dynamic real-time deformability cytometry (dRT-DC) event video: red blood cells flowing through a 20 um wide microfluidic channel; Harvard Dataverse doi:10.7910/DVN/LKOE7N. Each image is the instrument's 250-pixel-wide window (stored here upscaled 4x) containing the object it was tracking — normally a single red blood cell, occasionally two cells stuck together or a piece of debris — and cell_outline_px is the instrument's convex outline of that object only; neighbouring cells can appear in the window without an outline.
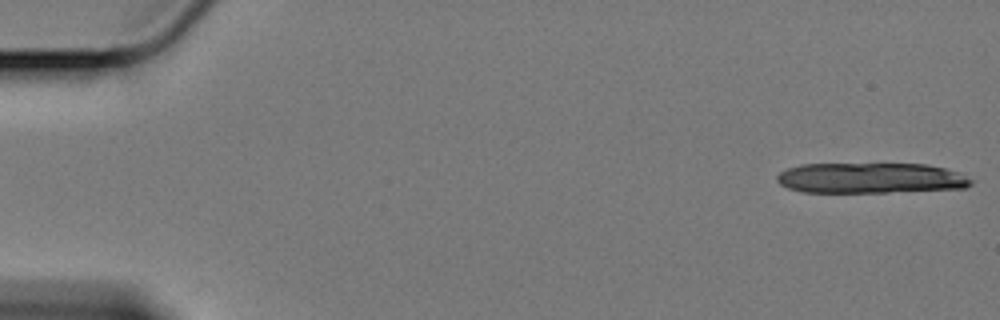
{"species": "Egyptian fruit bat (a non-hibernating species)", "species_latin": "Rousettus aegyptiacus", "temperature_condition": "cold", "stored_images_in_passage": 12, "camera_frame_rate_fps": 3000, "um_per_image_px": 0.085, "animal": {"sex": "female"}, "frame": {"image": 1, "passage_image": 1, "time_ms": 0.0, "image_size_px": [1000, 320], "cell_outline_px": [[972, 184], [968, 188], [888, 192], [800, 192], [788, 188], [780, 184], [776, 180], [776, 176], [780, 172], [788, 168], [800, 164], [928, 164], [948, 168], [960, 172], [972, 180]], "centroid_in_image_um": [74.03, 15.13], "position_along_channel_um": 11.0, "area_um2": 34.85}}